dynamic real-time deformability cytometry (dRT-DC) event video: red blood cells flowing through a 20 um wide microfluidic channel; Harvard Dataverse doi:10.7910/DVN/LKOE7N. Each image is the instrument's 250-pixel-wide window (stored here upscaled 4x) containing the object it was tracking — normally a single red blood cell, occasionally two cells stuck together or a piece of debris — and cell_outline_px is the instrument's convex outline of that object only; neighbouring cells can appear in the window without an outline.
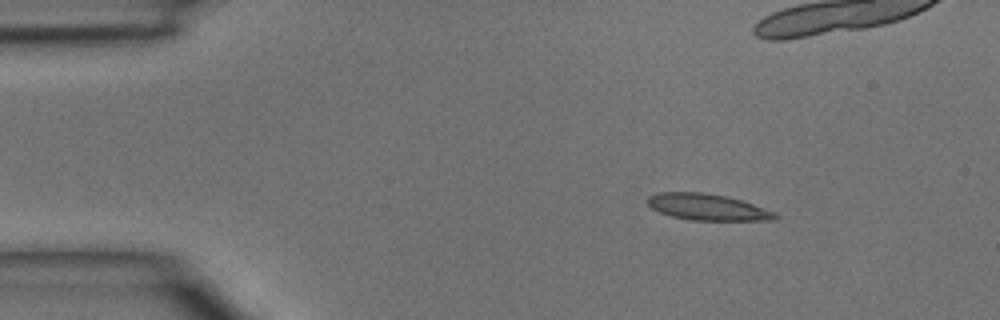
{"species": "common noctule bat (a hibernating species)", "species_latin": "Nyctalus noctula", "temperature_condition": "room temperature", "stored_images_in_passage": 3, "camera_frame_rate_fps": 3000, "um_per_image_px": 0.085, "animal": {"sex": "male", "body_mass_g": 15.6}, "frame": {"image": 1, "passage_image": 1, "time_ms": 0.0, "image_size_px": [1000, 320], "cell_outline_px": [[780, 216], [776, 220], [688, 220], [672, 216], [660, 212], [652, 208], [648, 204], [648, 196], [656, 192], [700, 192], [724, 196], [740, 200], [776, 212]], "centroid_in_image_um": [60.14, 17.61], "position_along_channel_um": 24.9, "area_um2": 19.48}}